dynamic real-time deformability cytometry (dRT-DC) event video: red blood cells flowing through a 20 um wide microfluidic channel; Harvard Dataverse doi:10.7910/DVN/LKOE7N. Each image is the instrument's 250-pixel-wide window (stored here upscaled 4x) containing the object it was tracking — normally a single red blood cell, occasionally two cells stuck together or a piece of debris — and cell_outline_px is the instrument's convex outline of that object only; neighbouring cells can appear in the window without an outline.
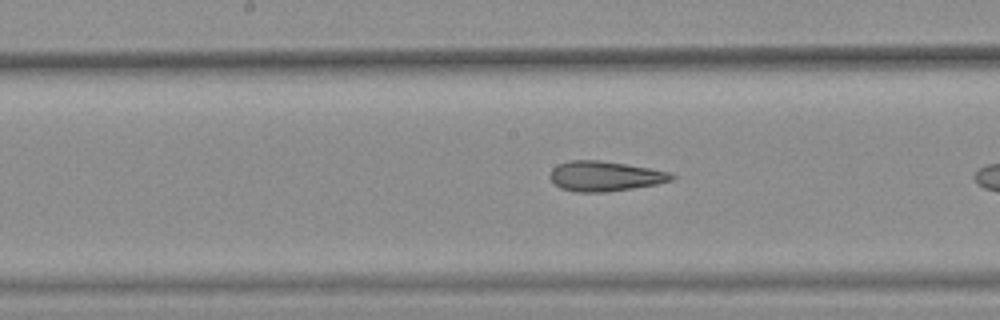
{"species": "common noctule bat (a hibernating species)", "species_latin": "Nyctalus noctula", "temperature_condition": "warm", "stored_images_in_passage": 27, "camera_frame_rate_fps": 3000, "um_per_image_px": 0.085, "animal": {"sex": "female", "body_mass_g": 25.1}, "frame": {"image": 1, "passage_image": 12, "time_ms": 3.667, "image_size_px": [1000, 320], "cell_outline_px": [[676, 176], [672, 180], [656, 184], [632, 188], [604, 192], [576, 192], [560, 188], [552, 184], [548, 176], [552, 168], [556, 164], [568, 160], [596, 160], [624, 164], [672, 172]], "centroid_in_image_um": [51.35, 14.97], "position_along_channel_um": 196.9, "area_um2": 21.39}}
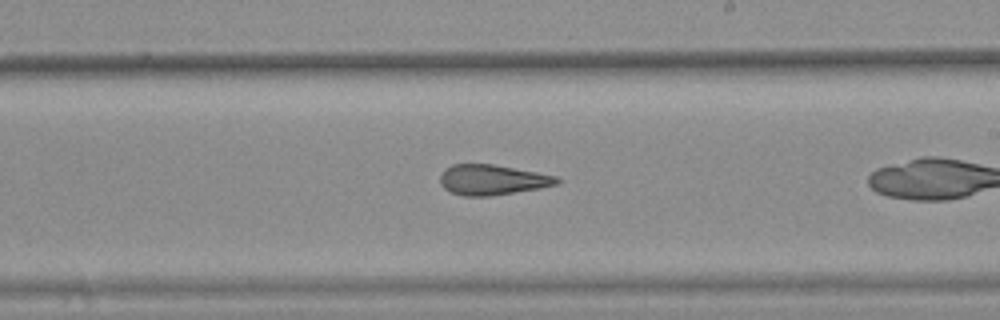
{"frame": {"image": 2, "passage_image": 16, "time_ms": 5.0, "image_size_px": [1000, 320], "cell_outline_px": [[560, 184], [540, 188], [492, 196], [464, 196], [452, 192], [444, 188], [440, 184], [440, 176], [444, 168], [452, 164], [492, 164], [536, 172], [556, 176], [560, 180]], "centroid_in_image_um": [41.83, 15.28], "position_along_channel_um": 247.2, "area_um2": 20.63}}